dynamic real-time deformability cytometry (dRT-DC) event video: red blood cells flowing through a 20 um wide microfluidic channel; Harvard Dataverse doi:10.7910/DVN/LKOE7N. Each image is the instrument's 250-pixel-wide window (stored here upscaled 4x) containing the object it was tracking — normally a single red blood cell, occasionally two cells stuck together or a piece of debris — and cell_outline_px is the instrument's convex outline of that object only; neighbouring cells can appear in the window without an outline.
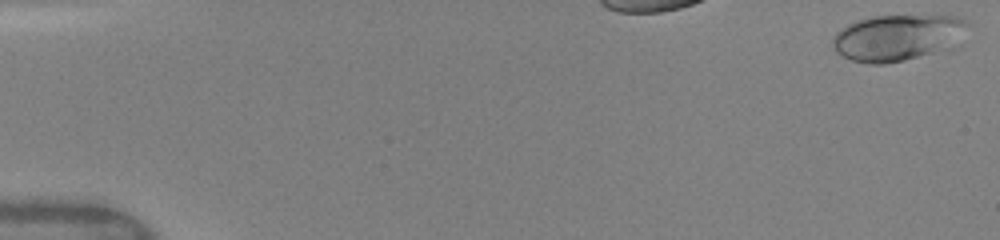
{"species": "human", "species_latin": "Homo sapiens", "temperature_condition": "warm", "stored_images_in_passage": 3, "camera_frame_rate_fps": 3000, "um_per_image_px": 0.085, "donor": {"sex": "female"}, "frame": {"image": 1, "passage_image": 1, "time_ms": 0.0, "image_size_px": [1000, 240], "cell_outline_px": [[968, 24], [960, 44], [956, 48], [904, 60], [884, 64], [868, 64], [852, 60], [836, 52], [832, 44], [832, 36], [840, 28], [848, 24], [872, 16], [964, 16], [968, 20]], "centroid_in_image_um": [76.36, 3.2], "position_along_channel_um": 8.6, "area_um2": 36.99}}